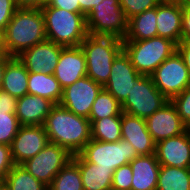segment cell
Masks as SVG:
<instances>
[{
	"instance_id": "obj_1",
	"label": "cell",
	"mask_w": 190,
	"mask_h": 190,
	"mask_svg": "<svg viewBox=\"0 0 190 190\" xmlns=\"http://www.w3.org/2000/svg\"><path fill=\"white\" fill-rule=\"evenodd\" d=\"M49 142L65 148L71 155L79 154L92 139L91 122L60 104H55L44 122Z\"/></svg>"
},
{
	"instance_id": "obj_2",
	"label": "cell",
	"mask_w": 190,
	"mask_h": 190,
	"mask_svg": "<svg viewBox=\"0 0 190 190\" xmlns=\"http://www.w3.org/2000/svg\"><path fill=\"white\" fill-rule=\"evenodd\" d=\"M46 39L41 8L19 7L2 33L4 51L12 57Z\"/></svg>"
},
{
	"instance_id": "obj_3",
	"label": "cell",
	"mask_w": 190,
	"mask_h": 190,
	"mask_svg": "<svg viewBox=\"0 0 190 190\" xmlns=\"http://www.w3.org/2000/svg\"><path fill=\"white\" fill-rule=\"evenodd\" d=\"M41 11L47 40L63 47H77L88 35L85 16L80 12H70L49 5L42 6Z\"/></svg>"
},
{
	"instance_id": "obj_4",
	"label": "cell",
	"mask_w": 190,
	"mask_h": 190,
	"mask_svg": "<svg viewBox=\"0 0 190 190\" xmlns=\"http://www.w3.org/2000/svg\"><path fill=\"white\" fill-rule=\"evenodd\" d=\"M87 64V76L102 87L109 80L113 60L123 50V40L88 34L80 45Z\"/></svg>"
},
{
	"instance_id": "obj_5",
	"label": "cell",
	"mask_w": 190,
	"mask_h": 190,
	"mask_svg": "<svg viewBox=\"0 0 190 190\" xmlns=\"http://www.w3.org/2000/svg\"><path fill=\"white\" fill-rule=\"evenodd\" d=\"M123 50L139 74L150 76L177 51V44L170 39L157 36L140 41H123Z\"/></svg>"
},
{
	"instance_id": "obj_6",
	"label": "cell",
	"mask_w": 190,
	"mask_h": 190,
	"mask_svg": "<svg viewBox=\"0 0 190 190\" xmlns=\"http://www.w3.org/2000/svg\"><path fill=\"white\" fill-rule=\"evenodd\" d=\"M87 32L93 36H113L124 39L128 19L119 0H102L85 16Z\"/></svg>"
},
{
	"instance_id": "obj_7",
	"label": "cell",
	"mask_w": 190,
	"mask_h": 190,
	"mask_svg": "<svg viewBox=\"0 0 190 190\" xmlns=\"http://www.w3.org/2000/svg\"><path fill=\"white\" fill-rule=\"evenodd\" d=\"M79 154L89 163H94L98 167L112 168L114 171L138 157L134 147L124 139L117 142L91 139Z\"/></svg>"
},
{
	"instance_id": "obj_8",
	"label": "cell",
	"mask_w": 190,
	"mask_h": 190,
	"mask_svg": "<svg viewBox=\"0 0 190 190\" xmlns=\"http://www.w3.org/2000/svg\"><path fill=\"white\" fill-rule=\"evenodd\" d=\"M169 100L156 88L151 76L141 75L121 104L122 112L147 119Z\"/></svg>"
},
{
	"instance_id": "obj_9",
	"label": "cell",
	"mask_w": 190,
	"mask_h": 190,
	"mask_svg": "<svg viewBox=\"0 0 190 190\" xmlns=\"http://www.w3.org/2000/svg\"><path fill=\"white\" fill-rule=\"evenodd\" d=\"M156 88L168 99L190 86V75L182 55L174 52L150 75Z\"/></svg>"
},
{
	"instance_id": "obj_10",
	"label": "cell",
	"mask_w": 190,
	"mask_h": 190,
	"mask_svg": "<svg viewBox=\"0 0 190 190\" xmlns=\"http://www.w3.org/2000/svg\"><path fill=\"white\" fill-rule=\"evenodd\" d=\"M72 156L65 148L49 142L38 154L22 165L32 176L48 187Z\"/></svg>"
},
{
	"instance_id": "obj_11",
	"label": "cell",
	"mask_w": 190,
	"mask_h": 190,
	"mask_svg": "<svg viewBox=\"0 0 190 190\" xmlns=\"http://www.w3.org/2000/svg\"><path fill=\"white\" fill-rule=\"evenodd\" d=\"M103 87L85 76L63 89L62 107L76 115L89 118L92 105Z\"/></svg>"
},
{
	"instance_id": "obj_12",
	"label": "cell",
	"mask_w": 190,
	"mask_h": 190,
	"mask_svg": "<svg viewBox=\"0 0 190 190\" xmlns=\"http://www.w3.org/2000/svg\"><path fill=\"white\" fill-rule=\"evenodd\" d=\"M49 143L42 125L21 126L10 144L14 164L22 165L33 158Z\"/></svg>"
},
{
	"instance_id": "obj_13",
	"label": "cell",
	"mask_w": 190,
	"mask_h": 190,
	"mask_svg": "<svg viewBox=\"0 0 190 190\" xmlns=\"http://www.w3.org/2000/svg\"><path fill=\"white\" fill-rule=\"evenodd\" d=\"M140 76L129 56L122 50L113 60L109 80L103 88L122 104Z\"/></svg>"
},
{
	"instance_id": "obj_14",
	"label": "cell",
	"mask_w": 190,
	"mask_h": 190,
	"mask_svg": "<svg viewBox=\"0 0 190 190\" xmlns=\"http://www.w3.org/2000/svg\"><path fill=\"white\" fill-rule=\"evenodd\" d=\"M63 48V46L46 39L23 51L17 57L29 73L50 75L54 74Z\"/></svg>"
},
{
	"instance_id": "obj_15",
	"label": "cell",
	"mask_w": 190,
	"mask_h": 190,
	"mask_svg": "<svg viewBox=\"0 0 190 190\" xmlns=\"http://www.w3.org/2000/svg\"><path fill=\"white\" fill-rule=\"evenodd\" d=\"M146 123L148 132L155 143L181 135L188 129L181 121L177 109L171 100L150 115L146 119Z\"/></svg>"
},
{
	"instance_id": "obj_16",
	"label": "cell",
	"mask_w": 190,
	"mask_h": 190,
	"mask_svg": "<svg viewBox=\"0 0 190 190\" xmlns=\"http://www.w3.org/2000/svg\"><path fill=\"white\" fill-rule=\"evenodd\" d=\"M155 154L160 165L190 168V129L156 143Z\"/></svg>"
},
{
	"instance_id": "obj_17",
	"label": "cell",
	"mask_w": 190,
	"mask_h": 190,
	"mask_svg": "<svg viewBox=\"0 0 190 190\" xmlns=\"http://www.w3.org/2000/svg\"><path fill=\"white\" fill-rule=\"evenodd\" d=\"M62 89L87 76L85 55L80 46L64 47L53 74Z\"/></svg>"
},
{
	"instance_id": "obj_18",
	"label": "cell",
	"mask_w": 190,
	"mask_h": 190,
	"mask_svg": "<svg viewBox=\"0 0 190 190\" xmlns=\"http://www.w3.org/2000/svg\"><path fill=\"white\" fill-rule=\"evenodd\" d=\"M182 16L181 0H162L157 6L158 37L170 39L178 45L182 41Z\"/></svg>"
},
{
	"instance_id": "obj_19",
	"label": "cell",
	"mask_w": 190,
	"mask_h": 190,
	"mask_svg": "<svg viewBox=\"0 0 190 190\" xmlns=\"http://www.w3.org/2000/svg\"><path fill=\"white\" fill-rule=\"evenodd\" d=\"M122 139L129 141L138 156L154 154L156 143L148 132L145 119L122 112Z\"/></svg>"
},
{
	"instance_id": "obj_20",
	"label": "cell",
	"mask_w": 190,
	"mask_h": 190,
	"mask_svg": "<svg viewBox=\"0 0 190 190\" xmlns=\"http://www.w3.org/2000/svg\"><path fill=\"white\" fill-rule=\"evenodd\" d=\"M54 105L47 98L27 94L18 98L15 114L21 126H43Z\"/></svg>"
},
{
	"instance_id": "obj_21",
	"label": "cell",
	"mask_w": 190,
	"mask_h": 190,
	"mask_svg": "<svg viewBox=\"0 0 190 190\" xmlns=\"http://www.w3.org/2000/svg\"><path fill=\"white\" fill-rule=\"evenodd\" d=\"M129 164L133 174L131 190H156L160 163L155 153L138 156Z\"/></svg>"
},
{
	"instance_id": "obj_22",
	"label": "cell",
	"mask_w": 190,
	"mask_h": 190,
	"mask_svg": "<svg viewBox=\"0 0 190 190\" xmlns=\"http://www.w3.org/2000/svg\"><path fill=\"white\" fill-rule=\"evenodd\" d=\"M72 160L79 166L84 190H112V168L98 167L80 154L73 155Z\"/></svg>"
},
{
	"instance_id": "obj_23",
	"label": "cell",
	"mask_w": 190,
	"mask_h": 190,
	"mask_svg": "<svg viewBox=\"0 0 190 190\" xmlns=\"http://www.w3.org/2000/svg\"><path fill=\"white\" fill-rule=\"evenodd\" d=\"M29 72L18 57H12L6 64L1 90L16 98L28 94Z\"/></svg>"
},
{
	"instance_id": "obj_24",
	"label": "cell",
	"mask_w": 190,
	"mask_h": 190,
	"mask_svg": "<svg viewBox=\"0 0 190 190\" xmlns=\"http://www.w3.org/2000/svg\"><path fill=\"white\" fill-rule=\"evenodd\" d=\"M156 16L157 7L128 19V30L123 41H140L157 37Z\"/></svg>"
},
{
	"instance_id": "obj_25",
	"label": "cell",
	"mask_w": 190,
	"mask_h": 190,
	"mask_svg": "<svg viewBox=\"0 0 190 190\" xmlns=\"http://www.w3.org/2000/svg\"><path fill=\"white\" fill-rule=\"evenodd\" d=\"M28 94L44 97L54 104H59L62 99L63 89L53 74L29 73Z\"/></svg>"
},
{
	"instance_id": "obj_26",
	"label": "cell",
	"mask_w": 190,
	"mask_h": 190,
	"mask_svg": "<svg viewBox=\"0 0 190 190\" xmlns=\"http://www.w3.org/2000/svg\"><path fill=\"white\" fill-rule=\"evenodd\" d=\"M156 190H190V168L160 165Z\"/></svg>"
},
{
	"instance_id": "obj_27",
	"label": "cell",
	"mask_w": 190,
	"mask_h": 190,
	"mask_svg": "<svg viewBox=\"0 0 190 190\" xmlns=\"http://www.w3.org/2000/svg\"><path fill=\"white\" fill-rule=\"evenodd\" d=\"M121 120L122 116L89 120L91 122L92 139L102 142H117L121 140Z\"/></svg>"
},
{
	"instance_id": "obj_28",
	"label": "cell",
	"mask_w": 190,
	"mask_h": 190,
	"mask_svg": "<svg viewBox=\"0 0 190 190\" xmlns=\"http://www.w3.org/2000/svg\"><path fill=\"white\" fill-rule=\"evenodd\" d=\"M10 190H47V186L32 176L23 165L15 164L3 180Z\"/></svg>"
},
{
	"instance_id": "obj_29",
	"label": "cell",
	"mask_w": 190,
	"mask_h": 190,
	"mask_svg": "<svg viewBox=\"0 0 190 190\" xmlns=\"http://www.w3.org/2000/svg\"><path fill=\"white\" fill-rule=\"evenodd\" d=\"M48 190H84L79 166L71 159L54 177Z\"/></svg>"
},
{
	"instance_id": "obj_30",
	"label": "cell",
	"mask_w": 190,
	"mask_h": 190,
	"mask_svg": "<svg viewBox=\"0 0 190 190\" xmlns=\"http://www.w3.org/2000/svg\"><path fill=\"white\" fill-rule=\"evenodd\" d=\"M122 116L121 104L104 88L98 93L89 115V120Z\"/></svg>"
},
{
	"instance_id": "obj_31",
	"label": "cell",
	"mask_w": 190,
	"mask_h": 190,
	"mask_svg": "<svg viewBox=\"0 0 190 190\" xmlns=\"http://www.w3.org/2000/svg\"><path fill=\"white\" fill-rule=\"evenodd\" d=\"M20 127L16 114L0 112V144L10 146Z\"/></svg>"
},
{
	"instance_id": "obj_32",
	"label": "cell",
	"mask_w": 190,
	"mask_h": 190,
	"mask_svg": "<svg viewBox=\"0 0 190 190\" xmlns=\"http://www.w3.org/2000/svg\"><path fill=\"white\" fill-rule=\"evenodd\" d=\"M162 0H119L120 6L127 19L157 7Z\"/></svg>"
},
{
	"instance_id": "obj_33",
	"label": "cell",
	"mask_w": 190,
	"mask_h": 190,
	"mask_svg": "<svg viewBox=\"0 0 190 190\" xmlns=\"http://www.w3.org/2000/svg\"><path fill=\"white\" fill-rule=\"evenodd\" d=\"M171 102L176 107L181 121L190 129V86L180 94L174 96Z\"/></svg>"
},
{
	"instance_id": "obj_34",
	"label": "cell",
	"mask_w": 190,
	"mask_h": 190,
	"mask_svg": "<svg viewBox=\"0 0 190 190\" xmlns=\"http://www.w3.org/2000/svg\"><path fill=\"white\" fill-rule=\"evenodd\" d=\"M132 176L130 164L117 168L113 173L112 190H131Z\"/></svg>"
},
{
	"instance_id": "obj_35",
	"label": "cell",
	"mask_w": 190,
	"mask_h": 190,
	"mask_svg": "<svg viewBox=\"0 0 190 190\" xmlns=\"http://www.w3.org/2000/svg\"><path fill=\"white\" fill-rule=\"evenodd\" d=\"M19 7L15 0H0V32L3 33Z\"/></svg>"
},
{
	"instance_id": "obj_36",
	"label": "cell",
	"mask_w": 190,
	"mask_h": 190,
	"mask_svg": "<svg viewBox=\"0 0 190 190\" xmlns=\"http://www.w3.org/2000/svg\"><path fill=\"white\" fill-rule=\"evenodd\" d=\"M14 162L9 145L0 144V181H3L8 172L13 168Z\"/></svg>"
},
{
	"instance_id": "obj_37",
	"label": "cell",
	"mask_w": 190,
	"mask_h": 190,
	"mask_svg": "<svg viewBox=\"0 0 190 190\" xmlns=\"http://www.w3.org/2000/svg\"><path fill=\"white\" fill-rule=\"evenodd\" d=\"M18 98L0 89V112L15 114Z\"/></svg>"
},
{
	"instance_id": "obj_38",
	"label": "cell",
	"mask_w": 190,
	"mask_h": 190,
	"mask_svg": "<svg viewBox=\"0 0 190 190\" xmlns=\"http://www.w3.org/2000/svg\"><path fill=\"white\" fill-rule=\"evenodd\" d=\"M48 5L70 12H80V3L78 0H51Z\"/></svg>"
},
{
	"instance_id": "obj_39",
	"label": "cell",
	"mask_w": 190,
	"mask_h": 190,
	"mask_svg": "<svg viewBox=\"0 0 190 190\" xmlns=\"http://www.w3.org/2000/svg\"><path fill=\"white\" fill-rule=\"evenodd\" d=\"M182 40L190 41V7H183Z\"/></svg>"
},
{
	"instance_id": "obj_40",
	"label": "cell",
	"mask_w": 190,
	"mask_h": 190,
	"mask_svg": "<svg viewBox=\"0 0 190 190\" xmlns=\"http://www.w3.org/2000/svg\"><path fill=\"white\" fill-rule=\"evenodd\" d=\"M177 50L182 55L190 75V41L182 40L177 45Z\"/></svg>"
},
{
	"instance_id": "obj_41",
	"label": "cell",
	"mask_w": 190,
	"mask_h": 190,
	"mask_svg": "<svg viewBox=\"0 0 190 190\" xmlns=\"http://www.w3.org/2000/svg\"><path fill=\"white\" fill-rule=\"evenodd\" d=\"M80 3V13L86 16L93 6L100 4L102 0H78Z\"/></svg>"
},
{
	"instance_id": "obj_42",
	"label": "cell",
	"mask_w": 190,
	"mask_h": 190,
	"mask_svg": "<svg viewBox=\"0 0 190 190\" xmlns=\"http://www.w3.org/2000/svg\"><path fill=\"white\" fill-rule=\"evenodd\" d=\"M18 7L39 8V0H15Z\"/></svg>"
},
{
	"instance_id": "obj_43",
	"label": "cell",
	"mask_w": 190,
	"mask_h": 190,
	"mask_svg": "<svg viewBox=\"0 0 190 190\" xmlns=\"http://www.w3.org/2000/svg\"><path fill=\"white\" fill-rule=\"evenodd\" d=\"M12 58V56H9L7 54H5L1 59H0V88L2 85V81H3V75H4V71L6 68V64L7 62Z\"/></svg>"
},
{
	"instance_id": "obj_44",
	"label": "cell",
	"mask_w": 190,
	"mask_h": 190,
	"mask_svg": "<svg viewBox=\"0 0 190 190\" xmlns=\"http://www.w3.org/2000/svg\"><path fill=\"white\" fill-rule=\"evenodd\" d=\"M0 190H10V188L4 181H0Z\"/></svg>"
},
{
	"instance_id": "obj_45",
	"label": "cell",
	"mask_w": 190,
	"mask_h": 190,
	"mask_svg": "<svg viewBox=\"0 0 190 190\" xmlns=\"http://www.w3.org/2000/svg\"><path fill=\"white\" fill-rule=\"evenodd\" d=\"M51 2V0H39V8H41L44 5H48Z\"/></svg>"
},
{
	"instance_id": "obj_46",
	"label": "cell",
	"mask_w": 190,
	"mask_h": 190,
	"mask_svg": "<svg viewBox=\"0 0 190 190\" xmlns=\"http://www.w3.org/2000/svg\"><path fill=\"white\" fill-rule=\"evenodd\" d=\"M5 51H4V48H3V43H0V59L5 55Z\"/></svg>"
},
{
	"instance_id": "obj_47",
	"label": "cell",
	"mask_w": 190,
	"mask_h": 190,
	"mask_svg": "<svg viewBox=\"0 0 190 190\" xmlns=\"http://www.w3.org/2000/svg\"><path fill=\"white\" fill-rule=\"evenodd\" d=\"M183 7H190V0H181Z\"/></svg>"
},
{
	"instance_id": "obj_48",
	"label": "cell",
	"mask_w": 190,
	"mask_h": 190,
	"mask_svg": "<svg viewBox=\"0 0 190 190\" xmlns=\"http://www.w3.org/2000/svg\"><path fill=\"white\" fill-rule=\"evenodd\" d=\"M0 43H3L2 42V33L0 32Z\"/></svg>"
}]
</instances>
